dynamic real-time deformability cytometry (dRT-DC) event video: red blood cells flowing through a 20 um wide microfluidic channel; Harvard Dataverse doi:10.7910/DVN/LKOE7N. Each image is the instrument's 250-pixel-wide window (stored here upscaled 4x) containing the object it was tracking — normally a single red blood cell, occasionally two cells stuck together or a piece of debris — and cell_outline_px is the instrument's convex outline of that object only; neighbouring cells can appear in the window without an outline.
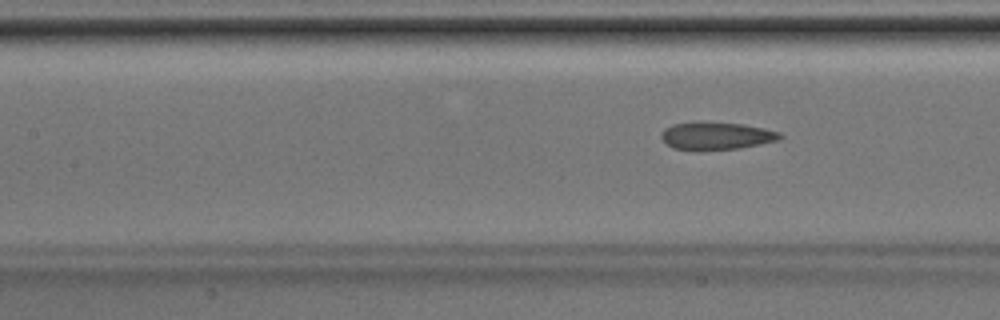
{"species": "Egyptian fruit bat (a non-hibernating species)", "species_latin": "Rousettus aegyptiacus", "temperature_condition": "room temperature", "stored_images_in_passage": 6, "segment_of_instrument_passage": [2, 2], "camera_frame_rate_fps": 3000, "um_per_image_px": 0.085, "animal": {"sex": "male"}, "frame": {"image": 1, "passage_image": 6, "time_ms": 1.667, "image_size_px": [1000, 320], "cell_outline_px": [[784, 136], [780, 140], [740, 148], [672, 148], [660, 136], [664, 128], [672, 124], [744, 124], [764, 128], [780, 132]], "centroid_in_image_um": [60.98, 11.55], "position_along_channel_um": 146.4, "area_um2": 17.92}}